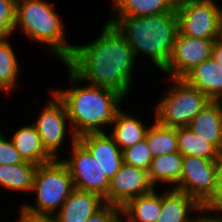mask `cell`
Segmentation results:
<instances>
[{"label":"cell","instance_id":"1","mask_svg":"<svg viewBox=\"0 0 222 222\" xmlns=\"http://www.w3.org/2000/svg\"><path fill=\"white\" fill-rule=\"evenodd\" d=\"M101 32L94 42L74 46L71 57L64 63L69 79L72 83L87 80L125 97L130 91L135 53L114 24L106 22Z\"/></svg>","mask_w":222,"mask_h":222},{"label":"cell","instance_id":"2","mask_svg":"<svg viewBox=\"0 0 222 222\" xmlns=\"http://www.w3.org/2000/svg\"><path fill=\"white\" fill-rule=\"evenodd\" d=\"M115 16L108 22L114 24L125 36L135 56L146 54L161 71L166 67L178 33L176 13L148 16Z\"/></svg>","mask_w":222,"mask_h":222},{"label":"cell","instance_id":"3","mask_svg":"<svg viewBox=\"0 0 222 222\" xmlns=\"http://www.w3.org/2000/svg\"><path fill=\"white\" fill-rule=\"evenodd\" d=\"M52 92L65 104L76 137L104 132L101 127L112 124L124 98L115 90L91 84Z\"/></svg>","mask_w":222,"mask_h":222},{"label":"cell","instance_id":"4","mask_svg":"<svg viewBox=\"0 0 222 222\" xmlns=\"http://www.w3.org/2000/svg\"><path fill=\"white\" fill-rule=\"evenodd\" d=\"M17 26L33 41L48 44L61 62L71 57L74 45L66 44L64 25L55 13L54 4L43 0H17L14 30Z\"/></svg>","mask_w":222,"mask_h":222},{"label":"cell","instance_id":"5","mask_svg":"<svg viewBox=\"0 0 222 222\" xmlns=\"http://www.w3.org/2000/svg\"><path fill=\"white\" fill-rule=\"evenodd\" d=\"M74 189L69 170L62 160L40 164L32 186V191L37 194V207L23 205L21 210L29 215L52 218Z\"/></svg>","mask_w":222,"mask_h":222},{"label":"cell","instance_id":"6","mask_svg":"<svg viewBox=\"0 0 222 222\" xmlns=\"http://www.w3.org/2000/svg\"><path fill=\"white\" fill-rule=\"evenodd\" d=\"M172 80L175 85L173 84L155 107V120L168 127L189 126L211 100L183 79Z\"/></svg>","mask_w":222,"mask_h":222},{"label":"cell","instance_id":"7","mask_svg":"<svg viewBox=\"0 0 222 222\" xmlns=\"http://www.w3.org/2000/svg\"><path fill=\"white\" fill-rule=\"evenodd\" d=\"M178 30L186 36L217 40L222 10L213 0H178Z\"/></svg>","mask_w":222,"mask_h":222},{"label":"cell","instance_id":"8","mask_svg":"<svg viewBox=\"0 0 222 222\" xmlns=\"http://www.w3.org/2000/svg\"><path fill=\"white\" fill-rule=\"evenodd\" d=\"M217 183L214 160L183 156L181 179L173 189L193 197L204 207L216 193Z\"/></svg>","mask_w":222,"mask_h":222},{"label":"cell","instance_id":"9","mask_svg":"<svg viewBox=\"0 0 222 222\" xmlns=\"http://www.w3.org/2000/svg\"><path fill=\"white\" fill-rule=\"evenodd\" d=\"M71 136L73 156L70 160H62V162L69 170L74 188L96 193L104 198L107 204L110 180L102 172L90 152L77 140V137L73 134Z\"/></svg>","mask_w":222,"mask_h":222},{"label":"cell","instance_id":"10","mask_svg":"<svg viewBox=\"0 0 222 222\" xmlns=\"http://www.w3.org/2000/svg\"><path fill=\"white\" fill-rule=\"evenodd\" d=\"M215 40L176 35L169 61L162 70L170 79H182L194 67L212 57Z\"/></svg>","mask_w":222,"mask_h":222},{"label":"cell","instance_id":"11","mask_svg":"<svg viewBox=\"0 0 222 222\" xmlns=\"http://www.w3.org/2000/svg\"><path fill=\"white\" fill-rule=\"evenodd\" d=\"M51 93L53 94V99L43 108L39 118L33 125L36 127L44 149L54 159H58L56 153L66 136V122L69 120V117L65 104L54 92Z\"/></svg>","mask_w":222,"mask_h":222},{"label":"cell","instance_id":"12","mask_svg":"<svg viewBox=\"0 0 222 222\" xmlns=\"http://www.w3.org/2000/svg\"><path fill=\"white\" fill-rule=\"evenodd\" d=\"M153 189L148 171L123 163L110 180L107 204L122 208L131 199L147 194Z\"/></svg>","mask_w":222,"mask_h":222},{"label":"cell","instance_id":"13","mask_svg":"<svg viewBox=\"0 0 222 222\" xmlns=\"http://www.w3.org/2000/svg\"><path fill=\"white\" fill-rule=\"evenodd\" d=\"M77 140L90 152L102 172L111 180L124 163L123 153L113 138L105 132H97L83 134L77 137Z\"/></svg>","mask_w":222,"mask_h":222},{"label":"cell","instance_id":"14","mask_svg":"<svg viewBox=\"0 0 222 222\" xmlns=\"http://www.w3.org/2000/svg\"><path fill=\"white\" fill-rule=\"evenodd\" d=\"M105 200L92 192L74 189L52 217V222H87L104 205Z\"/></svg>","mask_w":222,"mask_h":222},{"label":"cell","instance_id":"15","mask_svg":"<svg viewBox=\"0 0 222 222\" xmlns=\"http://www.w3.org/2000/svg\"><path fill=\"white\" fill-rule=\"evenodd\" d=\"M182 79L211 101H221L222 67L212 57L194 67Z\"/></svg>","mask_w":222,"mask_h":222},{"label":"cell","instance_id":"16","mask_svg":"<svg viewBox=\"0 0 222 222\" xmlns=\"http://www.w3.org/2000/svg\"><path fill=\"white\" fill-rule=\"evenodd\" d=\"M222 100L210 101L190 122L192 132L222 149Z\"/></svg>","mask_w":222,"mask_h":222},{"label":"cell","instance_id":"17","mask_svg":"<svg viewBox=\"0 0 222 222\" xmlns=\"http://www.w3.org/2000/svg\"><path fill=\"white\" fill-rule=\"evenodd\" d=\"M162 193L161 214L156 222H196L197 217L191 219L192 210L203 211V207L189 195L176 189ZM190 218V219H189Z\"/></svg>","mask_w":222,"mask_h":222},{"label":"cell","instance_id":"18","mask_svg":"<svg viewBox=\"0 0 222 222\" xmlns=\"http://www.w3.org/2000/svg\"><path fill=\"white\" fill-rule=\"evenodd\" d=\"M11 140L25 162L40 165L54 160L44 149L41 138L33 124L17 130Z\"/></svg>","mask_w":222,"mask_h":222},{"label":"cell","instance_id":"19","mask_svg":"<svg viewBox=\"0 0 222 222\" xmlns=\"http://www.w3.org/2000/svg\"><path fill=\"white\" fill-rule=\"evenodd\" d=\"M162 195L151 192L137 196L128 201L121 214L127 216L130 222H156L161 214Z\"/></svg>","mask_w":222,"mask_h":222},{"label":"cell","instance_id":"20","mask_svg":"<svg viewBox=\"0 0 222 222\" xmlns=\"http://www.w3.org/2000/svg\"><path fill=\"white\" fill-rule=\"evenodd\" d=\"M112 123L115 126L110 136L121 151L145 139L148 128L143 125L142 121L121 112L120 109Z\"/></svg>","mask_w":222,"mask_h":222},{"label":"cell","instance_id":"21","mask_svg":"<svg viewBox=\"0 0 222 222\" xmlns=\"http://www.w3.org/2000/svg\"><path fill=\"white\" fill-rule=\"evenodd\" d=\"M178 0H114V11L118 16H148L176 13Z\"/></svg>","mask_w":222,"mask_h":222},{"label":"cell","instance_id":"22","mask_svg":"<svg viewBox=\"0 0 222 222\" xmlns=\"http://www.w3.org/2000/svg\"><path fill=\"white\" fill-rule=\"evenodd\" d=\"M182 165L183 155L180 152L154 157L148 171L151 185L155 187L158 181H164L177 184L175 187H178L181 179Z\"/></svg>","mask_w":222,"mask_h":222},{"label":"cell","instance_id":"23","mask_svg":"<svg viewBox=\"0 0 222 222\" xmlns=\"http://www.w3.org/2000/svg\"><path fill=\"white\" fill-rule=\"evenodd\" d=\"M37 167L30 162L0 165V184L10 190L32 191Z\"/></svg>","mask_w":222,"mask_h":222},{"label":"cell","instance_id":"24","mask_svg":"<svg viewBox=\"0 0 222 222\" xmlns=\"http://www.w3.org/2000/svg\"><path fill=\"white\" fill-rule=\"evenodd\" d=\"M145 140L153 158L179 152L176 128L162 125L156 120L153 126L148 128Z\"/></svg>","mask_w":222,"mask_h":222},{"label":"cell","instance_id":"25","mask_svg":"<svg viewBox=\"0 0 222 222\" xmlns=\"http://www.w3.org/2000/svg\"><path fill=\"white\" fill-rule=\"evenodd\" d=\"M176 132L179 152L183 156H196L210 160H215L217 157L219 149L195 135L188 126L177 127Z\"/></svg>","mask_w":222,"mask_h":222},{"label":"cell","instance_id":"26","mask_svg":"<svg viewBox=\"0 0 222 222\" xmlns=\"http://www.w3.org/2000/svg\"><path fill=\"white\" fill-rule=\"evenodd\" d=\"M8 38H0V90L10 92L17 82L19 65Z\"/></svg>","mask_w":222,"mask_h":222},{"label":"cell","instance_id":"27","mask_svg":"<svg viewBox=\"0 0 222 222\" xmlns=\"http://www.w3.org/2000/svg\"><path fill=\"white\" fill-rule=\"evenodd\" d=\"M124 163L149 171L153 155L145 139L122 151Z\"/></svg>","mask_w":222,"mask_h":222},{"label":"cell","instance_id":"28","mask_svg":"<svg viewBox=\"0 0 222 222\" xmlns=\"http://www.w3.org/2000/svg\"><path fill=\"white\" fill-rule=\"evenodd\" d=\"M17 0H0V38H8L14 31Z\"/></svg>","mask_w":222,"mask_h":222},{"label":"cell","instance_id":"29","mask_svg":"<svg viewBox=\"0 0 222 222\" xmlns=\"http://www.w3.org/2000/svg\"><path fill=\"white\" fill-rule=\"evenodd\" d=\"M0 132V165H15L25 163L12 141L4 138Z\"/></svg>","mask_w":222,"mask_h":222},{"label":"cell","instance_id":"30","mask_svg":"<svg viewBox=\"0 0 222 222\" xmlns=\"http://www.w3.org/2000/svg\"><path fill=\"white\" fill-rule=\"evenodd\" d=\"M121 208L105 204L98 212L92 215L87 222H123L120 217Z\"/></svg>","mask_w":222,"mask_h":222},{"label":"cell","instance_id":"31","mask_svg":"<svg viewBox=\"0 0 222 222\" xmlns=\"http://www.w3.org/2000/svg\"><path fill=\"white\" fill-rule=\"evenodd\" d=\"M217 190L213 198L203 207V211L222 212V179H217Z\"/></svg>","mask_w":222,"mask_h":222},{"label":"cell","instance_id":"32","mask_svg":"<svg viewBox=\"0 0 222 222\" xmlns=\"http://www.w3.org/2000/svg\"><path fill=\"white\" fill-rule=\"evenodd\" d=\"M20 218L18 222H52L50 217L33 216L20 211Z\"/></svg>","mask_w":222,"mask_h":222},{"label":"cell","instance_id":"33","mask_svg":"<svg viewBox=\"0 0 222 222\" xmlns=\"http://www.w3.org/2000/svg\"><path fill=\"white\" fill-rule=\"evenodd\" d=\"M212 58L222 67V43L215 40L212 48Z\"/></svg>","mask_w":222,"mask_h":222},{"label":"cell","instance_id":"34","mask_svg":"<svg viewBox=\"0 0 222 222\" xmlns=\"http://www.w3.org/2000/svg\"><path fill=\"white\" fill-rule=\"evenodd\" d=\"M214 162L216 166L217 179H222V149L219 150Z\"/></svg>","mask_w":222,"mask_h":222},{"label":"cell","instance_id":"35","mask_svg":"<svg viewBox=\"0 0 222 222\" xmlns=\"http://www.w3.org/2000/svg\"><path fill=\"white\" fill-rule=\"evenodd\" d=\"M202 216H198L196 222H222V216L220 215L218 217H205L204 215Z\"/></svg>","mask_w":222,"mask_h":222},{"label":"cell","instance_id":"36","mask_svg":"<svg viewBox=\"0 0 222 222\" xmlns=\"http://www.w3.org/2000/svg\"><path fill=\"white\" fill-rule=\"evenodd\" d=\"M220 43H222V18L220 21V25H219V35H218V39H217Z\"/></svg>","mask_w":222,"mask_h":222}]
</instances>
